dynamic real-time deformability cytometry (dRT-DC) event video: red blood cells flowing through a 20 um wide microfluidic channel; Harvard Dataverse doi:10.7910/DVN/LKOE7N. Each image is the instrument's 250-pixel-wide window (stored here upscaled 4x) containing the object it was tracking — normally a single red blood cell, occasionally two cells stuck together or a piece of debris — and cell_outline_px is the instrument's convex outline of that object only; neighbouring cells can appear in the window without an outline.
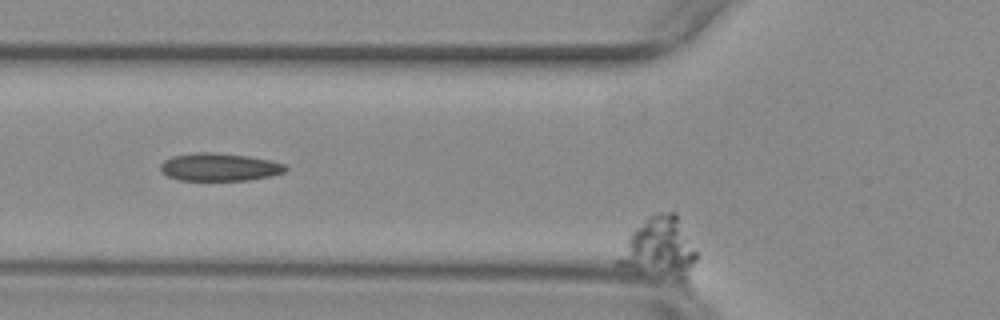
{"species": "common noctule bat (a hibernating species)", "species_latin": "Nyctalus noctula", "temperature_condition": "warm", "stored_images_in_passage": 15, "camera_frame_rate_fps": 3000, "um_per_image_px": 0.085, "animal": {"sex": "female", "body_mass_g": 29.2, "forearm_length_mm": 56.3}, "frame": {"image": 1, "passage_image": 15, "time_ms": 4.667, "image_size_px": [1000, 320], "cell_outline_px": [[696, 260], [688, 296], [616, 264], [616, 260], [632, 232], [636, 228], [652, 216], [660, 212], [676, 212], [696, 252]], "centroid_in_image_um": [56.19, 21.45], "position_along_channel_um": 69.6, "area_um2": 30.58}}